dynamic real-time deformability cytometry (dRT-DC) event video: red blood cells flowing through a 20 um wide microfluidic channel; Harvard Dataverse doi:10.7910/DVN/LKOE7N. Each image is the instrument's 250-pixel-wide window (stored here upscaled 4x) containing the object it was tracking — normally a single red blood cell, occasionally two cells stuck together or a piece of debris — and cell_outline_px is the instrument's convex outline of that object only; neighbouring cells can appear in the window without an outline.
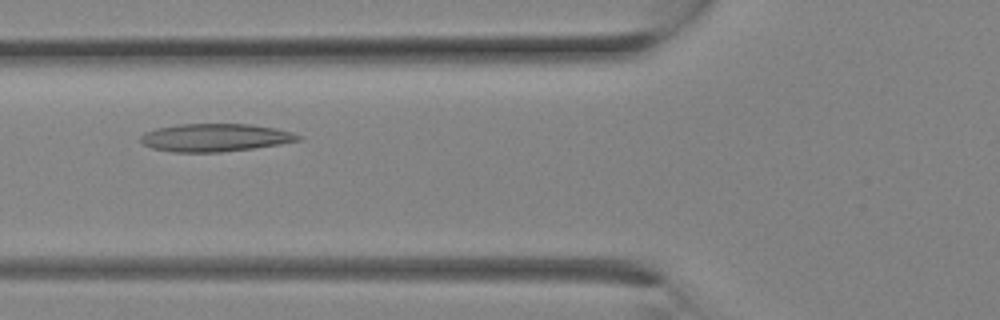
{"species": "Egyptian fruit bat (a non-hibernating species)", "species_latin": "Rousettus aegyptiacus", "temperature_condition": "room temperature", "stored_images_in_passage": 23, "camera_frame_rate_fps": 3000, "um_per_image_px": 0.085, "animal": {"sex": "female"}, "frame": {"image": 1, "passage_image": 7, "time_ms": 2.0, "image_size_px": [1000, 320], "cell_outline_px": [[300, 140], [280, 144], [252, 148], [220, 152], [172, 152], [152, 148], [144, 144], [140, 140], [140, 136], [144, 132], [156, 128], [176, 124], [248, 124], [276, 128], [292, 132], [300, 136]], "centroid_in_image_um": [18.25, 11.69], "position_along_channel_um": 107.6, "area_um2": 25.55}}
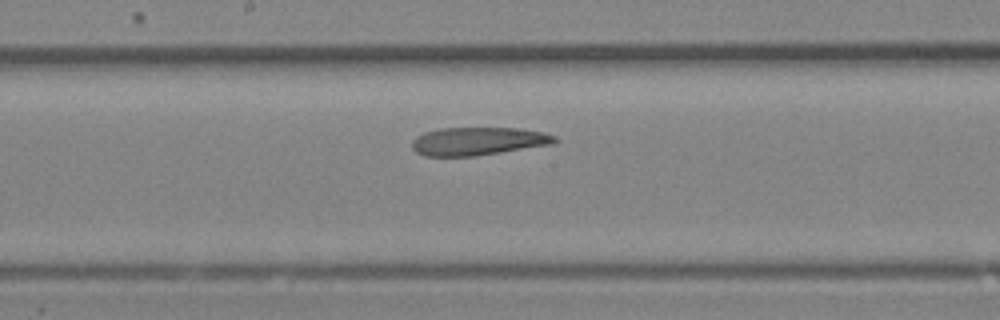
{"frame": {"image": 2, "passage_image": 11, "time_ms": 3.333, "image_size_px": [1000, 320], "cell_outline_px": [[560, 140], [552, 144], [476, 156], [424, 156], [416, 152], [412, 148], [412, 140], [416, 136], [424, 132], [440, 128], [520, 128], [544, 132], [556, 136]], "centroid_in_image_um": [40.64, 12.0], "position_along_channel_um": 207.6, "area_um2": 23.52}}
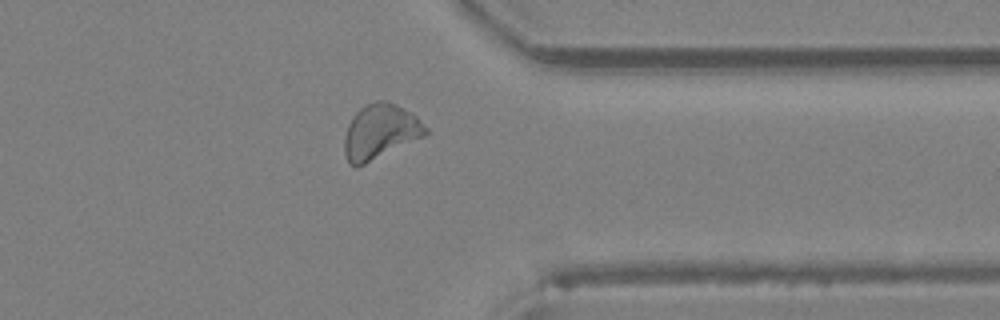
{"frame": {"image": 3, "passage_image": 18, "time_ms": 5.667, "image_size_px": [1000, 320], "cell_outline_px": [[428, 132], [424, 136], [356, 168], [348, 164], [344, 152], [344, 136], [348, 124], [352, 116], [364, 104], [376, 100], [388, 100], [416, 116], [428, 128]], "centroid_in_image_um": [32.28, 11.19], "position_along_channel_um": 379.1, "area_um2": 26.01}}